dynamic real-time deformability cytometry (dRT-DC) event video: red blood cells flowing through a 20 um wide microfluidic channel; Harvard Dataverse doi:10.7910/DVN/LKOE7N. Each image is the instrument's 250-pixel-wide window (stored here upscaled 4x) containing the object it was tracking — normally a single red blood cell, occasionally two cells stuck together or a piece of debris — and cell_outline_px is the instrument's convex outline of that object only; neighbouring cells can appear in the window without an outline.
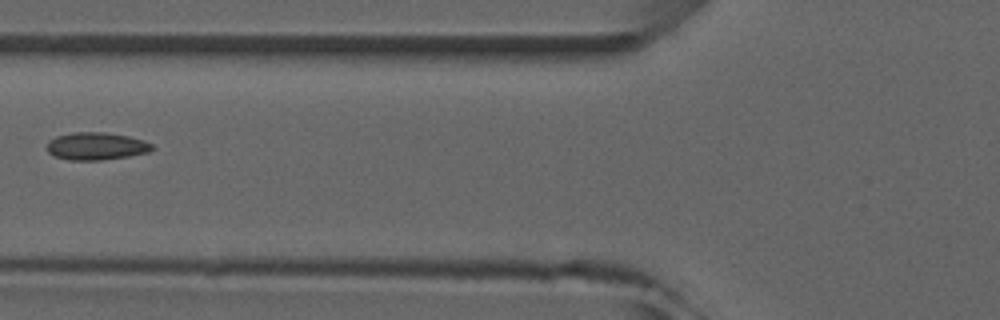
{"species": "common noctule bat (a hibernating species)", "species_latin": "Nyctalus noctula", "temperature_condition": "room temperature", "stored_images_in_passage": 4, "camera_frame_rate_fps": 3000, "um_per_image_px": 0.085, "animal": {"sex": "male", "forearm_length_mm": 52.5}, "frame": {"image": 1, "passage_image": 4, "time_ms": 3.333, "image_size_px": [1000, 320], "cell_outline_px": [[152, 148], [148, 152], [128, 156], [100, 160], [68, 160], [56, 156], [48, 152], [48, 140], [56, 136], [72, 132], [104, 132], [128, 136], [144, 140], [152, 144]], "centroid_in_image_um": [8.16, 12.41], "position_along_channel_um": 117.6, "area_um2": 16.76}}